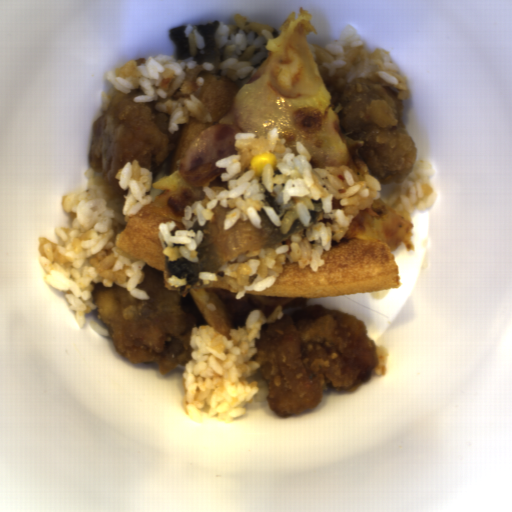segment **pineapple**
<instances>
[{
	"label": "pineapple",
	"instance_id": "2ff11189",
	"mask_svg": "<svg viewBox=\"0 0 512 512\" xmlns=\"http://www.w3.org/2000/svg\"><path fill=\"white\" fill-rule=\"evenodd\" d=\"M315 30L309 10L299 7L276 30V38L267 39L269 54L246 84L266 77L287 98L319 92L323 79L305 44L306 35Z\"/></svg>",
	"mask_w": 512,
	"mask_h": 512
}]
</instances>
